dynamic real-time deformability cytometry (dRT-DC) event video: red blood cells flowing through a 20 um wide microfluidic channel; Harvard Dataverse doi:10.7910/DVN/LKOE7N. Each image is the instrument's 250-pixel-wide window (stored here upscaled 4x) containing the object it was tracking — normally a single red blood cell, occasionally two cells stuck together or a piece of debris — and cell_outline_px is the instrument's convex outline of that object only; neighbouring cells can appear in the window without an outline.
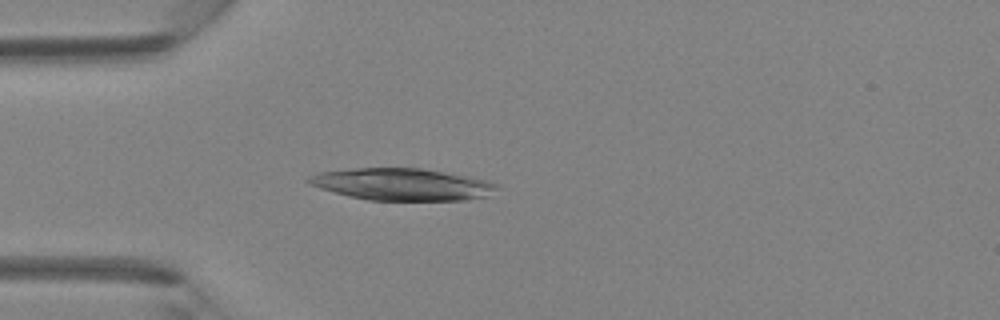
{"species": "Egyptian fruit bat (a non-hibernating species)", "species_latin": "Rousettus aegyptiacus", "temperature_condition": "room temperature", "stored_images_in_passage": 37, "camera_frame_rate_fps": 3000, "um_per_image_px": 0.085, "animal": {"sex": "female"}, "frame": {"image": 1, "passage_image": 7, "time_ms": 2.0, "image_size_px": [1000, 320], "cell_outline_px": [[500, 188], [488, 196], [464, 200], [368, 200], [348, 196], [320, 188], [304, 180], [308, 176], [320, 172], [356, 168], [420, 168], [468, 176], [488, 180], [496, 184]], "centroid_in_image_um": [34.2, 15.67], "position_along_channel_um": 50.8, "area_um2": 35.03}}
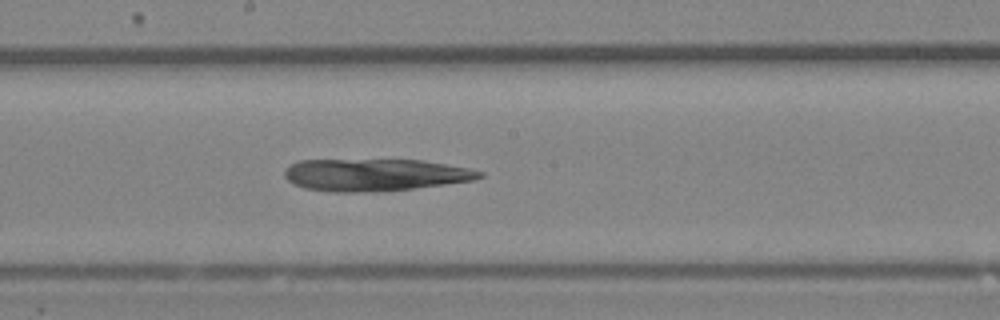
{"frame": {"image": 2, "passage_image": 18, "time_ms": 5.667, "image_size_px": [1000, 320], "cell_outline_px": [[484, 176], [476, 180], [380, 192], [332, 192], [304, 188], [288, 180], [284, 176], [284, 172], [296, 160], [424, 160], [468, 168], [484, 172]], "centroid_in_image_um": [31.89, 14.86], "position_along_channel_um": 216.3, "area_um2": 36.59}}
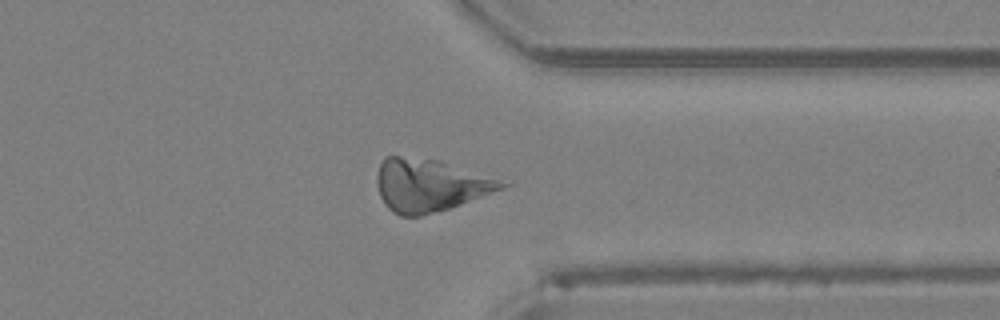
{"frame": {"image": 3, "passage_image": 28, "time_ms": 9.0, "image_size_px": [1000, 320], "cell_outline_px": [[512, 184], [504, 188], [460, 204], [448, 208], [420, 216], [400, 216], [392, 212], [384, 204], [380, 196], [376, 180], [380, 164], [384, 156], [400, 156], [440, 160]], "centroid_in_image_um": [36.49, 15.74], "position_along_channel_um": 374.9, "area_um2": 37.86}}